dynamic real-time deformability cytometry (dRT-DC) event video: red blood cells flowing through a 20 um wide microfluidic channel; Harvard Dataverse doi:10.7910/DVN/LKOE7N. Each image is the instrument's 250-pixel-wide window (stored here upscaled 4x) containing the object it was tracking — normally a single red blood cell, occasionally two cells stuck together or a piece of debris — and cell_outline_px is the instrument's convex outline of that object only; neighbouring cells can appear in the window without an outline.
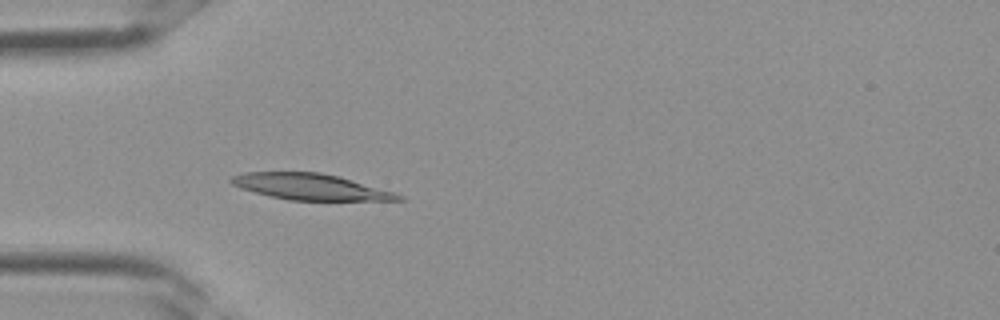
{"species": "Egyptian fruit bat (a non-hibernating species)", "species_latin": "Rousettus aegyptiacus", "temperature_condition": "room temperature", "stored_images_in_passage": 34, "camera_frame_rate_fps": 3000, "um_per_image_px": 0.085, "frame": {"image": 1, "passage_image": 10, "time_ms": 3.0, "image_size_px": [1000, 320], "cell_outline_px": [[404, 200], [288, 200], [240, 188], [232, 184], [228, 180], [232, 176], [244, 172], [320, 172], [340, 176], [392, 192], [404, 196]], "centroid_in_image_um": [26.35, 15.87], "position_along_channel_um": 58.6, "area_um2": 25.14}}
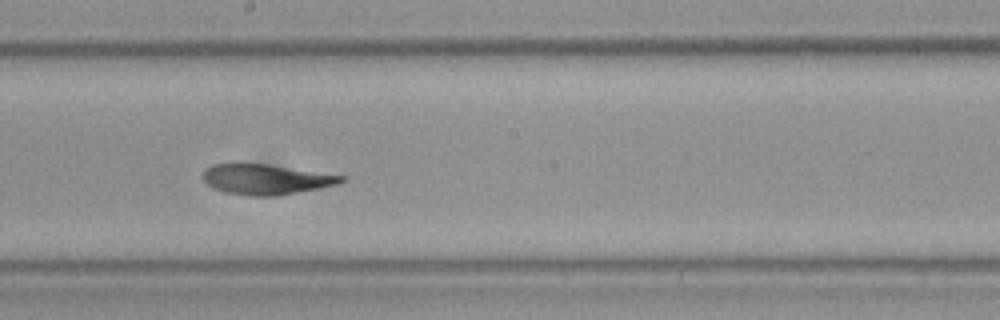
{"frame": {"image": 2, "passage_image": 19, "time_ms": 6.0, "image_size_px": [1000, 320], "cell_outline_px": [[348, 176], [344, 180], [336, 184], [320, 188], [276, 196], [248, 196], [224, 192], [212, 188], [204, 180], [204, 168], [212, 164], [240, 160], [268, 164]], "centroid_in_image_um": [22.54, 15.2], "position_along_channel_um": 225.7, "area_um2": 25.2}}
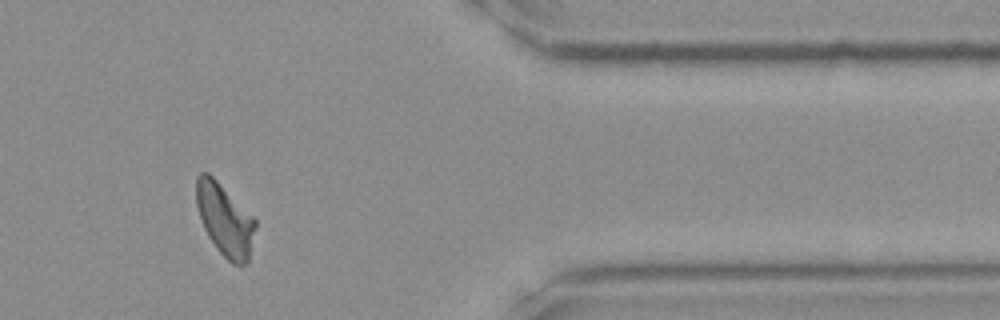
{"frame": {"image": 3, "passage_image": 29, "time_ms": 9.333, "image_size_px": [1000, 320], "cell_outline_px": [[256, 224], [248, 260], [244, 264], [232, 264], [216, 248], [208, 236], [204, 228], [196, 204], [196, 176], [200, 172], [208, 172], [256, 220]], "centroid_in_image_um": [19.08, 18.67], "position_along_channel_um": 392.3, "area_um2": 24.28}}